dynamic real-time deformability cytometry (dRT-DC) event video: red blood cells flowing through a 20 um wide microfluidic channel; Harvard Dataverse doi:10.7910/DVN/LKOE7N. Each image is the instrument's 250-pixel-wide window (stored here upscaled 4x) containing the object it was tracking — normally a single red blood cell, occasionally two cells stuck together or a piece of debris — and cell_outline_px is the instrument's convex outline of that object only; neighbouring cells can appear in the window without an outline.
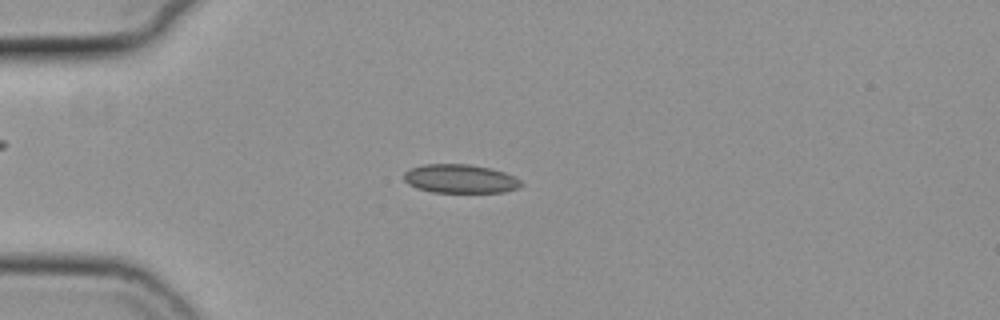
{"species": "common noctule bat (a hibernating species)", "species_latin": "Nyctalus noctula", "temperature_condition": "cold", "stored_images_in_passage": 55, "camera_frame_rate_fps": 3000, "um_per_image_px": 0.085, "animal": {"sex": "female", "body_mass_g": 19.3, "forearm_length_mm": 54.1}, "frame": {"image": 1, "passage_image": 15, "time_ms": 4.667, "image_size_px": [1000, 320], "cell_outline_px": [[524, 184], [520, 188], [504, 192], [432, 192], [416, 188], [408, 184], [404, 180], [404, 172], [412, 168], [424, 164], [468, 164], [492, 168], [504, 172], [520, 180]], "centroid_in_image_um": [39.13, 15.2], "position_along_channel_um": 45.9, "area_um2": 19.71}}
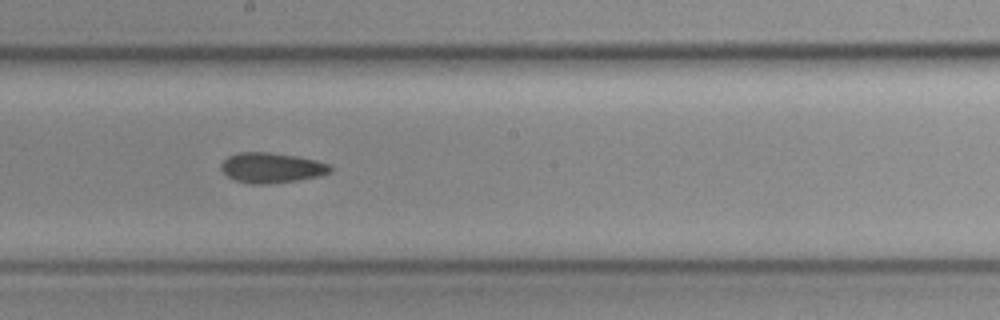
{"frame": {"image": 2, "passage_image": 31, "time_ms": 10.0, "image_size_px": [1000, 320], "cell_outline_px": [[332, 172], [320, 176], [296, 180], [268, 184], [252, 184], [236, 180], [228, 176], [220, 168], [220, 164], [228, 156], [240, 152], [268, 152], [296, 156], [316, 160], [332, 164]], "centroid_in_image_um": [23.11, 14.25], "position_along_channel_um": 225.1, "area_um2": 19.25}}
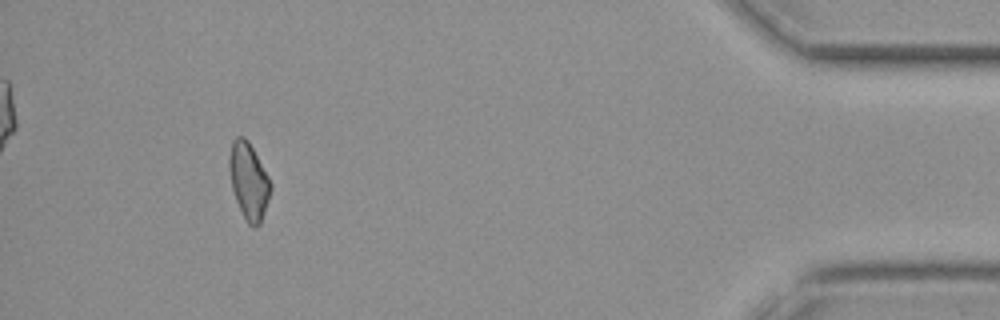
{"frame": {"image": 3, "passage_image": 51, "time_ms": 16.667, "image_size_px": [1000, 320], "cell_outline_px": [[272, 188], [260, 224], [256, 228], [252, 228], [248, 224], [236, 200], [232, 188], [228, 168], [228, 156], [232, 140], [236, 136], [244, 136], [248, 140], [268, 176], [272, 184]], "centroid_in_image_um": [21.12, 15.36], "position_along_channel_um": 414.1, "area_um2": 18.5}, "authors_computed_cell_mechanics": {"area_um2": 19.0162, "velocity_mm_per_s": 3.7925, "shape_relaxation_time_tau1_ms": null, "shape_relaxation_time_tau2_ms": 6.2874, "deformation_change_tau1": null, "deformation_change_tau2": 0.1242}}